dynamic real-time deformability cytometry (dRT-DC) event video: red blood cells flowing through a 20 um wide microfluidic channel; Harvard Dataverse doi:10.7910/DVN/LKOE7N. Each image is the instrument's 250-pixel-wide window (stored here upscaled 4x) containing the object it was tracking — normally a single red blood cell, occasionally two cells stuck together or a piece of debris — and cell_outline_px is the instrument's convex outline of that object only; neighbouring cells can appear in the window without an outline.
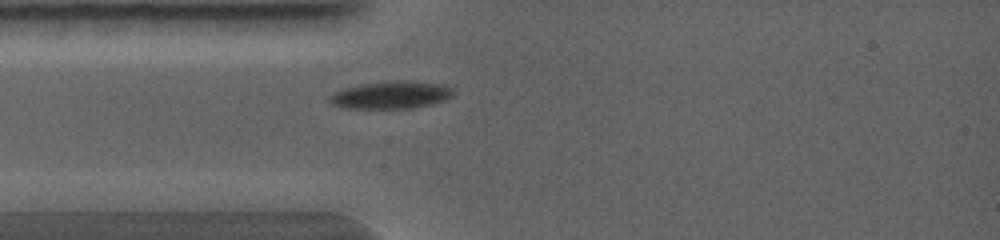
{"species": "common noctule bat (a hibernating species)", "species_latin": "Nyctalus noctula", "temperature_condition": "warm", "stored_images_in_passage": 9, "camera_frame_rate_fps": 5000, "um_per_image_px": 0.085, "animal": {"sex": "female", "body_mass_g": 19.0, "forearm_length_mm": 56.7}, "frame": {"image": 1, "passage_image": 1, "time_ms": 0.0, "image_size_px": [1000, 240], "cell_outline_px": [[452, 96], [444, 100], [432, 104], [412, 108], [340, 108], [332, 104], [328, 100], [328, 96], [344, 88], [364, 84], [396, 80], [440, 84], [452, 88]], "centroid_in_image_um": [33.2, 8.09], "position_along_channel_um": 51.8, "area_um2": 19.54}}
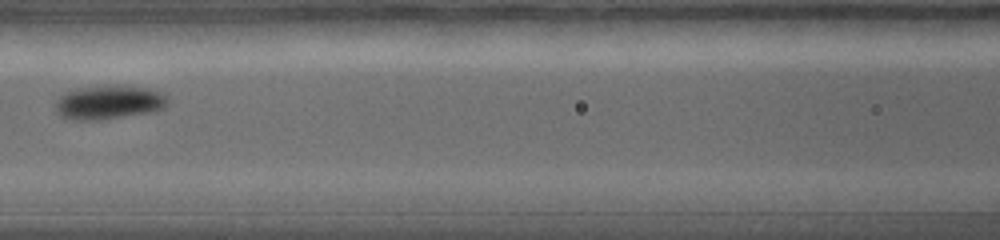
{"frame": {"image": 2, "passage_image": 4, "time_ms": 1.6, "image_size_px": [1000, 240], "cell_outline_px": [[168, 104], [164, 108], [152, 112], [104, 120], [72, 120], [60, 116], [56, 112], [56, 100], [64, 92], [76, 88], [104, 84], [148, 88], [160, 92], [168, 96]], "centroid_in_image_um": [9.24, 8.69], "position_along_channel_um": 157.4, "area_um2": 22.77}}
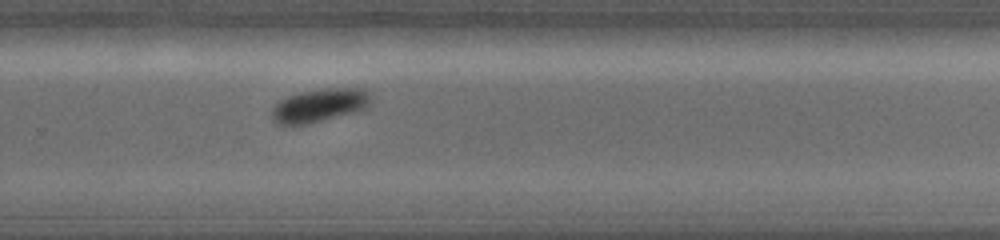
{"frame": {"image": 3, "passage_image": 8, "time_ms": 3.8, "image_size_px": [1000, 240], "cell_outline_px": [[372, 100], [368, 108], [356, 112], [308, 124], [276, 124], [272, 120], [272, 108], [280, 100], [288, 96], [300, 92], [328, 88], [364, 88], [372, 96]], "centroid_in_image_um": [27.21, 8.95], "position_along_channel_um": 302.6, "area_um2": 19.42}}